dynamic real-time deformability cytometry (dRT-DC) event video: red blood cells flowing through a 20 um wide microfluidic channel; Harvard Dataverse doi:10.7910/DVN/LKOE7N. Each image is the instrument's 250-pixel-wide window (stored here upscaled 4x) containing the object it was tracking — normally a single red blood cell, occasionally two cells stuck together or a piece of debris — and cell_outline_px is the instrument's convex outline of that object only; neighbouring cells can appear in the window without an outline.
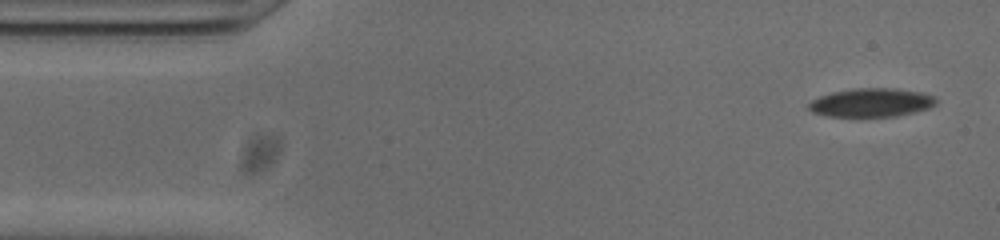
{"species": "common noctule bat (a hibernating species)", "species_latin": "Nyctalus noctula", "temperature_condition": "cold", "stored_images_in_passage": 46, "camera_frame_rate_fps": 3000, "um_per_image_px": 0.085, "animal": {"sex": "male", "body_mass_g": 20.0, "forearm_length_mm": 53.3}, "frame": {"image": 1, "passage_image": 2, "time_ms": 0.333, "image_size_px": [1000, 240], "cell_outline_px": [[936, 104], [928, 108], [896, 116], [828, 116], [812, 112], [808, 108], [808, 104], [812, 100], [820, 96], [832, 92], [856, 88], [892, 88], [920, 92], [936, 96]], "centroid_in_image_um": [74.06, 8.71], "position_along_channel_um": 10.9, "area_um2": 21.04}}
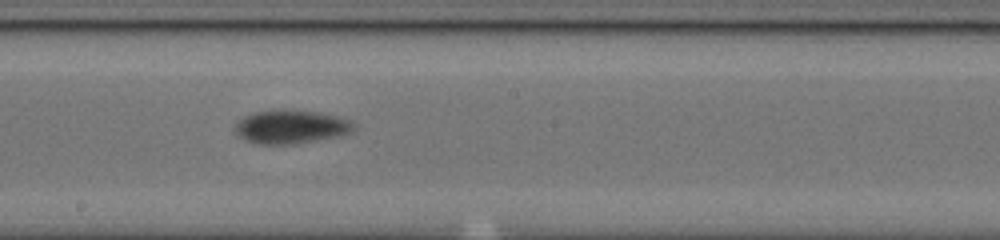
{"frame": {"image": 2, "passage_image": 27, "time_ms": 8.667, "image_size_px": [1000, 240], "cell_outline_px": [[356, 128], [352, 132], [340, 136], [292, 144], [256, 144], [240, 136], [236, 132], [236, 124], [244, 116], [256, 112], [280, 108], [320, 112], [336, 116], [348, 120], [356, 124]], "centroid_in_image_um": [24.77, 10.76], "position_along_channel_um": 223.4, "area_um2": 23.29}}
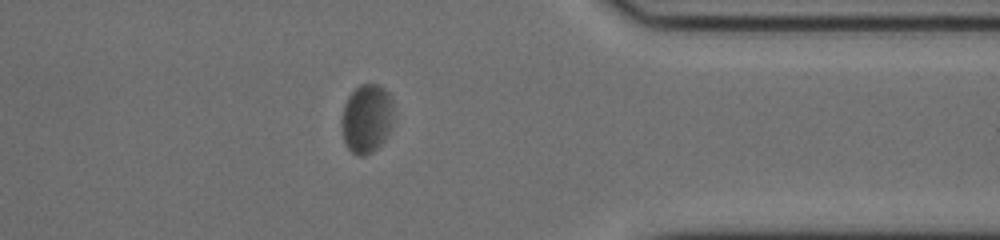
{"frame": {"image": 3, "passage_image": 41, "time_ms": 13.333, "image_size_px": [1000, 240], "cell_outline_px": [[392, 120], [388, 132], [384, 140], [372, 152], [364, 156], [360, 156], [352, 152], [344, 144], [340, 124], [340, 120], [344, 104], [348, 96], [360, 84], [380, 84], [388, 92], [392, 100]], "centroid_in_image_um": [31.13, 10.07], "position_along_channel_um": 380.3, "area_um2": 21.04}, "authors_computed_cell_mechanics": {"area_um2": 21.9929, "velocity_mm_per_s": 3.7335, "shape_relaxation_time_tau1_ms": 9.6539, "shape_relaxation_time_tau2_ms": 1.0312, "deformation_change_tau1": 0.1764, "deformation_change_tau2": 0.0296}}